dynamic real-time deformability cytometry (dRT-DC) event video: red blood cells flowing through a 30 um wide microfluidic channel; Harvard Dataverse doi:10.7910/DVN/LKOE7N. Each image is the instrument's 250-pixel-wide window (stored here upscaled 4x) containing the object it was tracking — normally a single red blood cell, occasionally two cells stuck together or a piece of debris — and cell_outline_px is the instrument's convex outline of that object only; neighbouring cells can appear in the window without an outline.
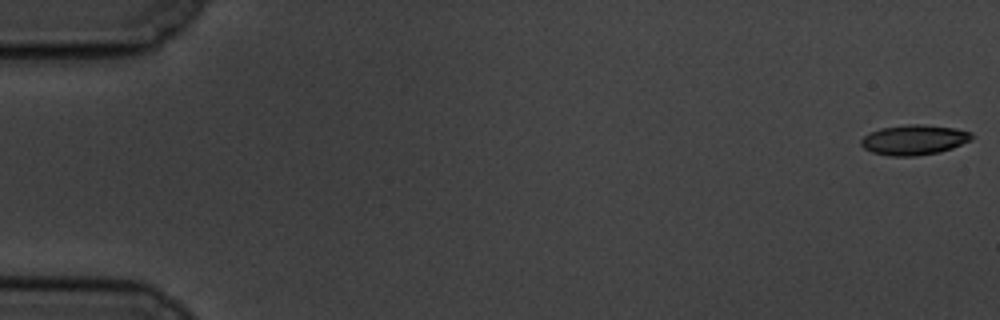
{"species": "common noctule bat (a hibernating species)", "species_latin": "Nyctalus noctula", "temperature_condition": "cold", "stored_images_in_passage": 58, "camera_frame_rate_fps": 3000, "um_per_image_px": 0.085, "animal": {"sex": "male", "body_mass_g": 19.5, "forearm_length_mm": 54.6}, "frame": {"image": 1, "passage_image": 1, "time_ms": 0.0, "image_size_px": [1000, 320], "cell_outline_px": [[976, 136], [972, 140], [952, 148], [940, 152], [916, 156], [888, 156], [872, 152], [864, 148], [860, 144], [860, 140], [864, 136], [880, 128], [908, 124], [924, 124], [952, 128], [972, 132]], "centroid_in_image_um": [77.72, 11.89], "position_along_channel_um": 7.3, "area_um2": 19.54}}
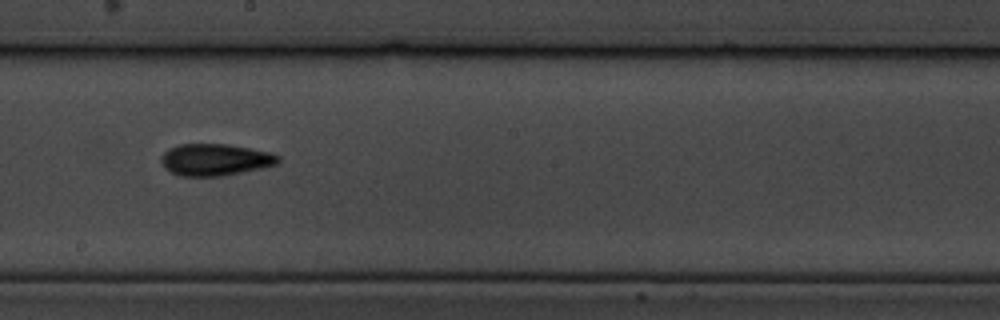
{"frame": {"image": 2, "passage_image": 33, "time_ms": 10.667, "image_size_px": [1000, 320], "cell_outline_px": [[280, 160], [276, 164], [264, 168], [220, 176], [180, 176], [164, 168], [160, 160], [160, 156], [168, 148], [180, 144], [228, 144], [272, 152], [280, 156]], "centroid_in_image_um": [18.29, 13.57], "position_along_channel_um": 229.9, "area_um2": 21.91}}
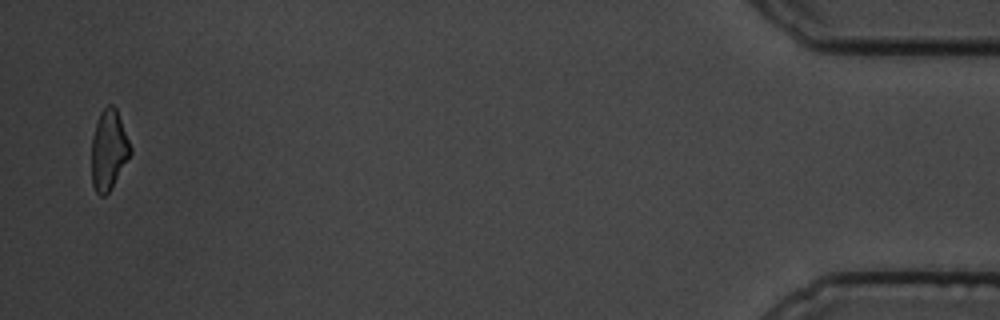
{"frame": {"image": 3, "passage_image": 57, "time_ms": 18.667, "image_size_px": [1000, 320], "cell_outline_px": [[132, 152], [108, 192], [104, 196], [100, 196], [96, 192], [92, 184], [92, 136], [100, 112], [108, 104], [112, 104], [116, 108], [132, 148]], "centroid_in_image_um": [9.24, 12.72], "position_along_channel_um": 426.0, "area_um2": 17.86}, "authors_computed_cell_mechanics": {"area_um2": 20.1433, "velocity_mm_per_s": 3.4886, "shape_relaxation_time_tau1_ms": 5.8837, "shape_relaxation_time_tau2_ms": 3.7873, "deformation_change_tau1": 0.1383, "deformation_change_tau2": 0.1065}}